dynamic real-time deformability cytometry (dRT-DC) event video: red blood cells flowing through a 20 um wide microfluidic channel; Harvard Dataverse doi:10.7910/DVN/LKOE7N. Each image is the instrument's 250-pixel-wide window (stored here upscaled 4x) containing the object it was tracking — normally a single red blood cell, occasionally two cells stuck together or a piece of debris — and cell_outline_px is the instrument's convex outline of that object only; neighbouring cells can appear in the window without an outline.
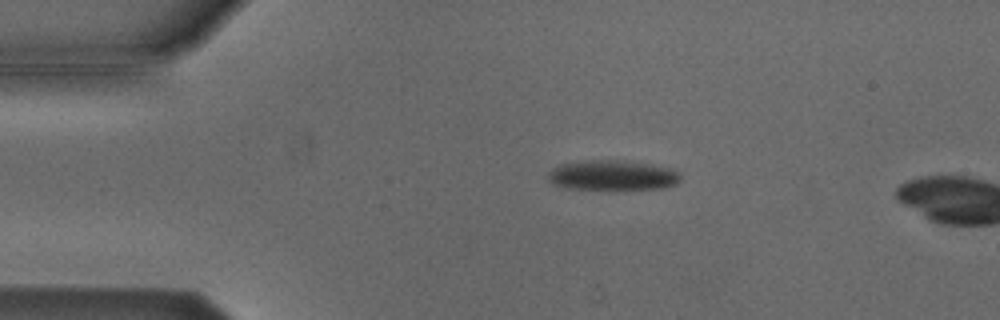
{"species": "Egyptian fruit bat (a non-hibernating species)", "species_latin": "Rousettus aegyptiacus", "temperature_condition": "cold", "stored_images_in_passage": 4, "camera_frame_rate_fps": 3000, "um_per_image_px": 0.085, "animal": {"sex": "male"}, "frame": {"image": 1, "passage_image": 3, "time_ms": 0.667, "image_size_px": [1000, 320], "cell_outline_px": [[680, 180], [676, 184], [664, 188], [568, 188], [556, 184], [548, 180], [548, 172], [552, 168], [560, 164], [588, 160], [612, 160], [648, 164], [668, 168], [680, 172]], "centroid_in_image_um": [52.05, 14.89], "position_along_channel_um": 32.9, "area_um2": 22.54}}